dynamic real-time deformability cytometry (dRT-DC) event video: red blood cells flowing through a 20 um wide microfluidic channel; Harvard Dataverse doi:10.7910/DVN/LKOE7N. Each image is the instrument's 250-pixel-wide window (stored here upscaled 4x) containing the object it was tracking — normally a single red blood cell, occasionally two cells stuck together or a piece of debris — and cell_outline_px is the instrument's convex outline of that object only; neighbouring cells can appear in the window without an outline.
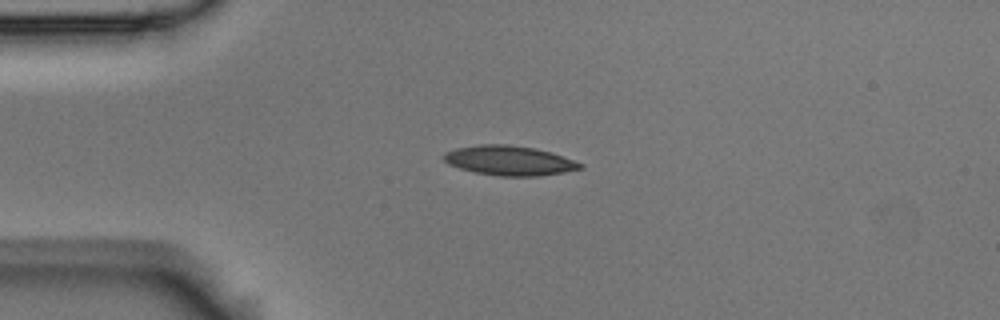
{"species": "Egyptian fruit bat (a non-hibernating species)", "species_latin": "Rousettus aegyptiacus", "temperature_condition": "room temperature", "stored_images_in_passage": 43, "camera_frame_rate_fps": 3000, "um_per_image_px": 0.085, "animal": {"sex": "male"}, "frame": {"image": 1, "passage_image": 1, "time_ms": 0.0, "image_size_px": [1000, 320], "cell_outline_px": [[584, 168], [564, 172], [540, 176], [500, 176], [476, 172], [460, 168], [448, 164], [444, 160], [444, 152], [456, 148], [480, 144], [508, 144], [536, 148], [552, 152], [584, 164]], "centroid_in_image_um": [43.32, 13.64], "position_along_channel_um": 41.7, "area_um2": 23.64}}
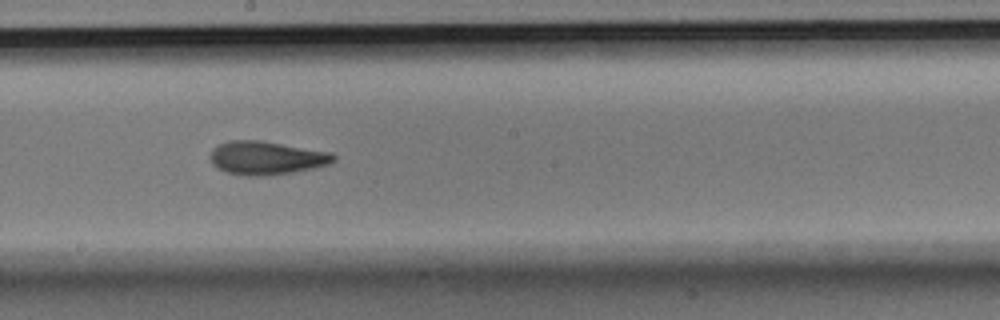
{"frame": {"image": 2, "passage_image": 18, "time_ms": 5.667, "image_size_px": [1000, 320], "cell_outline_px": [[336, 160], [328, 164], [316, 168], [296, 172], [264, 176], [248, 176], [228, 172], [216, 168], [212, 164], [212, 148], [228, 140], [260, 140], [332, 152], [336, 156]], "centroid_in_image_um": [22.69, 13.42], "position_along_channel_um": 225.5, "area_um2": 24.16}}
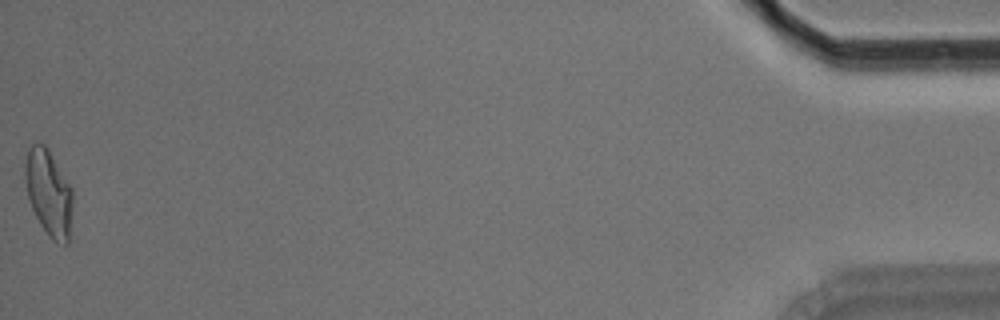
{"frame": {"image": 3, "passage_image": 43, "time_ms": 14.0, "image_size_px": [1000, 320], "cell_outline_px": [[72, 204], [68, 244], [56, 244], [48, 236], [40, 224], [32, 208], [28, 196], [24, 180], [24, 164], [28, 148], [36, 140], [40, 140], [48, 148], [72, 188]], "centroid_in_image_um": [4.12, 16.35], "position_along_channel_um": 431.1, "area_um2": 24.22}, "authors_computed_cell_mechanics": {"area_um2": 23.1778, "velocity_mm_per_s": 3.6459, "shape_relaxation_time_tau1_ms": 8.0861, "shape_relaxation_time_tau2_ms": 2.9389, "deformation_change_tau1": 0.2055, "deformation_change_tau2": 0.1007}}